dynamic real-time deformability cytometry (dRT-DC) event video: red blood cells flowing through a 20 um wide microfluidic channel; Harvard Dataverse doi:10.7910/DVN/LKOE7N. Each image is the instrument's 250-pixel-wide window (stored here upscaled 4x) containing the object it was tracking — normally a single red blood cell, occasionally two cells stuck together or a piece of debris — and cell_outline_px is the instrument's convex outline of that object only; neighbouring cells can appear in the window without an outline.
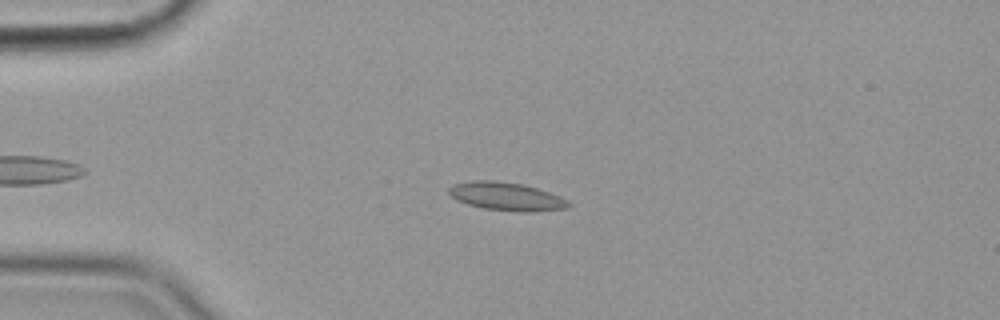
{"species": "common noctule bat (a hibernating species)", "species_latin": "Nyctalus noctula", "temperature_condition": "cold", "stored_images_in_passage": 32, "camera_frame_rate_fps": 3000, "um_per_image_px": 0.085, "animal": {"sex": "female", "body_mass_g": 19.9}, "frame": {"image": 1, "passage_image": 13, "time_ms": 4.0, "image_size_px": [1000, 320], "cell_outline_px": [[572, 204], [568, 208], [528, 212], [520, 212], [484, 208], [468, 204], [456, 200], [448, 192], [448, 188], [456, 184], [472, 180], [496, 180], [520, 184], [536, 188], [560, 196], [568, 200]], "centroid_in_image_um": [43.06, 16.7], "position_along_channel_um": 41.9, "area_um2": 19.54}}
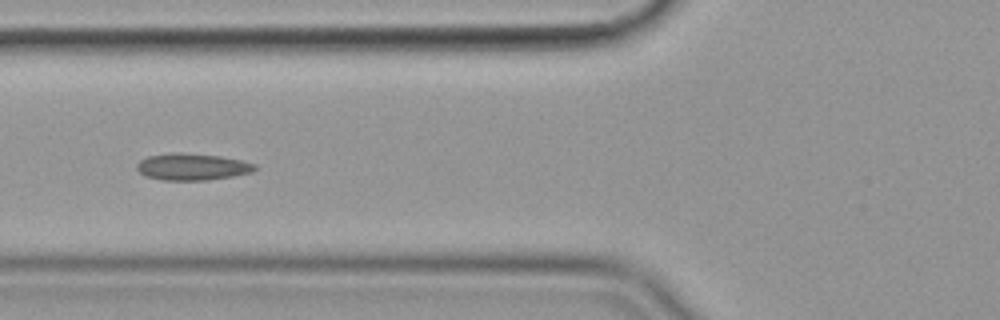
{"frame": {"image": 2, "passage_image": 21, "time_ms": 6.667, "image_size_px": [1000, 320], "cell_outline_px": [[256, 168], [252, 172], [232, 176], [208, 180], [164, 180], [144, 176], [136, 168], [136, 164], [140, 160], [148, 156], [172, 152], [180, 152], [220, 156], [240, 160], [256, 164]], "centroid_in_image_um": [16.31, 14.17], "position_along_channel_um": 109.5, "area_um2": 18.44}}
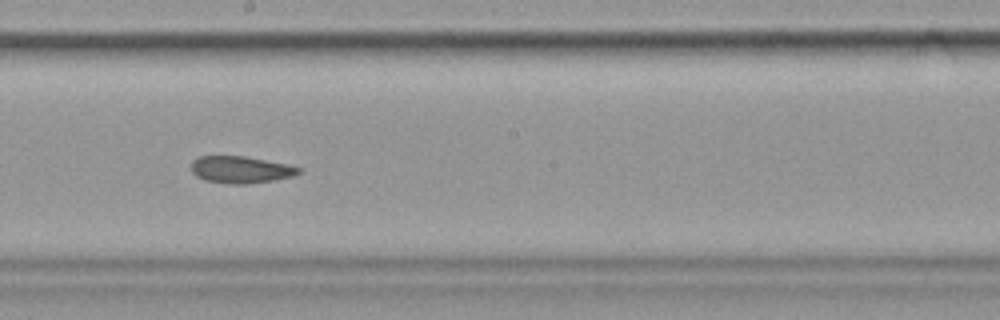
{"frame": {"image": 3, "passage_image": 31, "time_ms": 10.0, "image_size_px": [1000, 320], "cell_outline_px": [[300, 172], [292, 176], [272, 180], [244, 184], [232, 184], [204, 180], [196, 176], [192, 172], [192, 160], [200, 156], [244, 156], [288, 164], [300, 168]], "centroid_in_image_um": [20.43, 14.41], "position_along_channel_um": 227.8, "area_um2": 16.7}}